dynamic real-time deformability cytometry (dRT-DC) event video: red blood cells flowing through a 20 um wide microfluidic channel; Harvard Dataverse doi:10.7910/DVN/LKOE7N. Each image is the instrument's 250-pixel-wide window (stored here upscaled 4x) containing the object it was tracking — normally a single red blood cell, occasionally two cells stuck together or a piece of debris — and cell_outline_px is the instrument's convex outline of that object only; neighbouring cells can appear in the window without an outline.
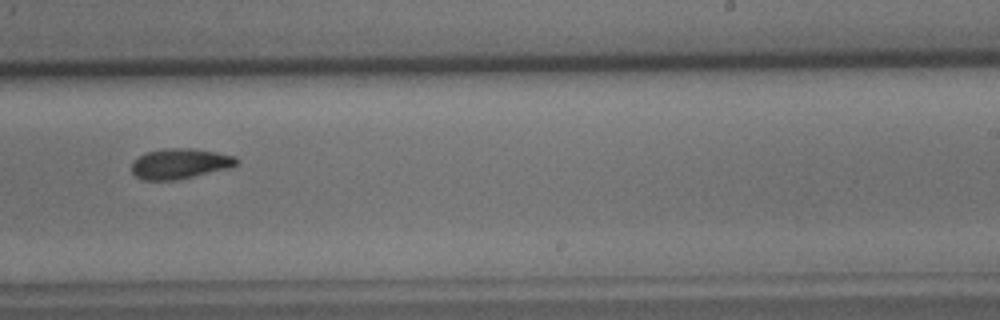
{"species": "common noctule bat (a hibernating species)", "species_latin": "Nyctalus noctula", "temperature_condition": "cold", "stored_images_in_passage": 14, "camera_frame_rate_fps": 3000, "um_per_image_px": 0.085, "animal": {"sex": "male", "body_mass_g": 15.6}, "frame": {"image": 1, "passage_image": 9, "time_ms": 10.333, "image_size_px": [1000, 320], "cell_outline_px": [[240, 160], [236, 164], [228, 168], [192, 176], [172, 180], [144, 180], [136, 176], [132, 172], [132, 160], [148, 152], [164, 148], [192, 148], [216, 152], [236, 156]], "centroid_in_image_um": [15.29, 13.89], "position_along_channel_um": 273.7, "area_um2": 18.32}}
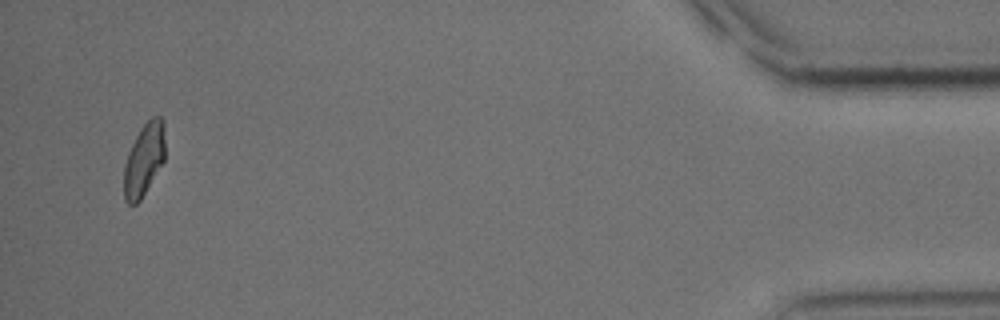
{"frame": {"image": 2, "passage_image": 14, "time_ms": 16.333, "image_size_px": [1000, 320], "cell_outline_px": [[164, 160], [140, 200], [136, 204], [128, 204], [124, 200], [124, 164], [128, 152], [140, 128], [152, 116], [160, 116], [164, 120]], "centroid_in_image_um": [12.23, 13.55], "position_along_channel_um": 423.0, "area_um2": 17.28}, "authors_computed_cell_mechanics": {"area_um2": 18.7272, "velocity_mm_per_s": 2.1815, "shape_relaxation_time_tau1_ms": null, "shape_relaxation_time_tau2_ms": 2.6097, "deformation_change_tau1": null, "deformation_change_tau2": 0.0639}}